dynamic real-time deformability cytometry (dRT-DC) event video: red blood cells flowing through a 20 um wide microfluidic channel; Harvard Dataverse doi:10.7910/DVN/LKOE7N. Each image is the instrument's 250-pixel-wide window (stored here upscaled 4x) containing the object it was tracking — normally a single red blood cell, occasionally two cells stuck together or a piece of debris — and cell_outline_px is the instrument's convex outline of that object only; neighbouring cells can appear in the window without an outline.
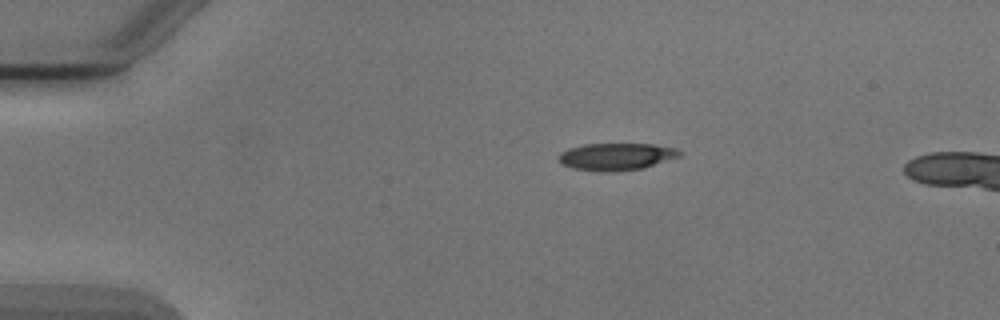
{"species": "Egyptian fruit bat (a non-hibernating species)", "species_latin": "Rousettus aegyptiacus", "temperature_condition": "cold", "stored_images_in_passage": 3, "camera_frame_rate_fps": 3000, "um_per_image_px": 0.085, "animal": {"sex": "male"}, "frame": {"image": 1, "passage_image": 1, "time_ms": 0.0, "image_size_px": [1000, 320], "cell_outline_px": [[684, 152], [680, 156], [644, 168], [612, 172], [600, 172], [572, 168], [560, 164], [560, 152], [568, 148], [584, 144], [652, 144], [676, 148]], "centroid_in_image_um": [52.39, 13.31], "position_along_channel_um": 32.6, "area_um2": 19.31}}